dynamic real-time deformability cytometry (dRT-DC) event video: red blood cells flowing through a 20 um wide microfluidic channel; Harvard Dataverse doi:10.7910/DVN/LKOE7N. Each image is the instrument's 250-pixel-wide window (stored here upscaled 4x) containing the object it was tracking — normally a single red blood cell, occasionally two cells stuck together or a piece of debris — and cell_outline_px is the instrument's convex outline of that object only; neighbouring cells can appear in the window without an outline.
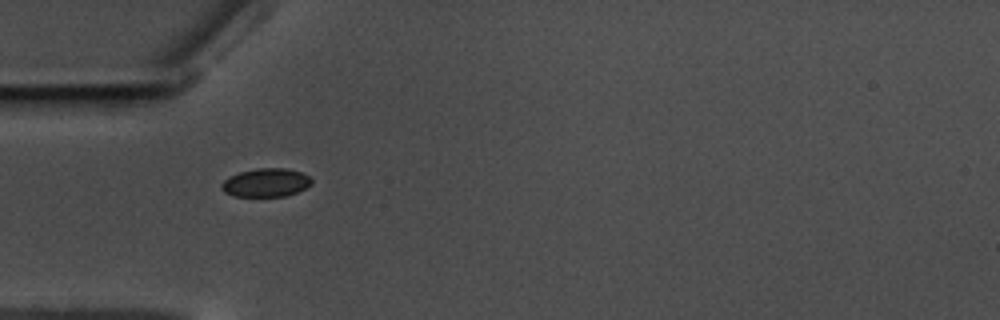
{"species": "common noctule bat (a hibernating species)", "species_latin": "Nyctalus noctula", "temperature_condition": "warm", "stored_images_in_passage": 41, "camera_frame_rate_fps": 3000, "um_per_image_px": 0.085, "animal": {"sex": "male", "body_mass_g": 17.5, "forearm_length_mm": 52.3}, "frame": {"image": 1, "passage_image": 1, "time_ms": 0.0, "image_size_px": [1000, 320], "cell_outline_px": [[312, 184], [296, 192], [284, 196], [232, 196], [224, 192], [220, 188], [220, 184], [228, 176], [240, 172], [256, 168], [288, 168], [304, 172], [312, 180]], "centroid_in_image_um": [22.58, 15.51], "position_along_channel_um": 62.4, "area_um2": 15.09}}
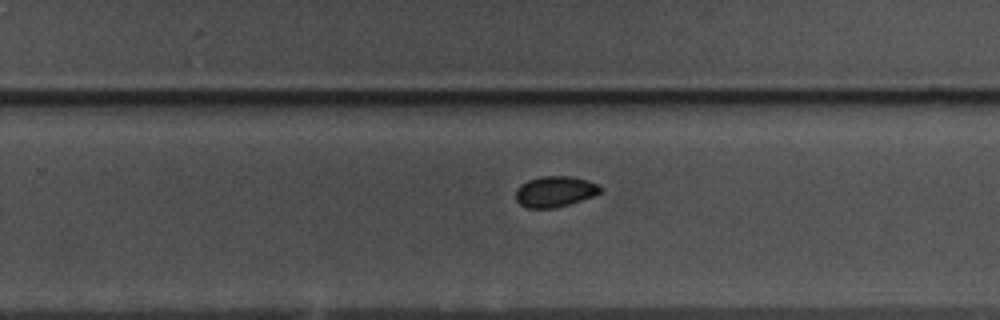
{"frame": {"image": 2, "passage_image": 20, "time_ms": 6.333, "image_size_px": [1000, 320], "cell_outline_px": [[600, 192], [592, 196], [556, 208], [528, 208], [520, 204], [516, 200], [516, 188], [520, 184], [528, 180], [544, 176], [572, 176], [588, 180], [596, 184], [600, 188]], "centroid_in_image_um": [47.12, 16.28], "position_along_channel_um": 282.7, "area_um2": 15.03}}
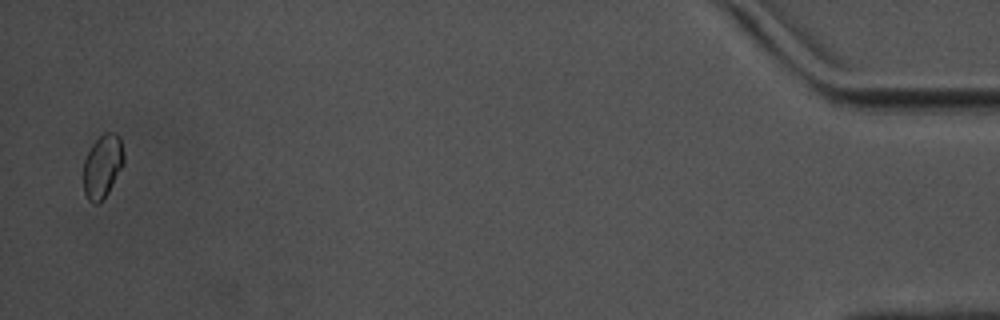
{"frame": {"image": 3, "passage_image": 40, "time_ms": 13.0, "image_size_px": [1000, 320], "cell_outline_px": [[124, 164], [108, 192], [96, 204], [92, 204], [88, 200], [84, 192], [84, 160], [92, 144], [104, 132], [116, 132], [120, 136], [124, 156]], "centroid_in_image_um": [8.72, 14.1], "position_along_channel_um": 426.5, "area_um2": 14.85}}